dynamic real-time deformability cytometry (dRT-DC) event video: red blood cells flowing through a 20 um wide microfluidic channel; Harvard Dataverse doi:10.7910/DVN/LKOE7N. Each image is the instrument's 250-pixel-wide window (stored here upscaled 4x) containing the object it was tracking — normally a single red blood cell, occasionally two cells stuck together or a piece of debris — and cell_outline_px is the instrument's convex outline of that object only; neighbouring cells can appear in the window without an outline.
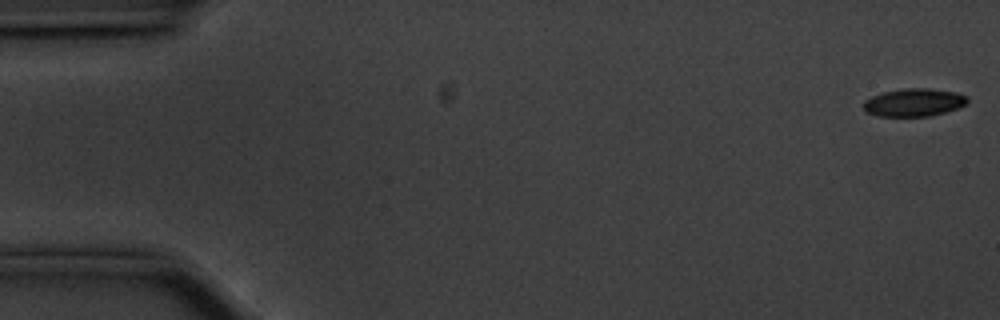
{"species": "common noctule bat (a hibernating species)", "species_latin": "Nyctalus noctula", "temperature_condition": "cold", "stored_images_in_passage": 56, "camera_frame_rate_fps": 3000, "um_per_image_px": 0.085, "animal": {"sex": "male", "body_mass_g": 20.1, "forearm_length_mm": 53.5}, "frame": {"image": 1, "passage_image": 1, "time_ms": 0.0, "image_size_px": [1000, 320], "cell_outline_px": [[968, 100], [964, 104], [956, 108], [944, 112], [928, 116], [880, 116], [868, 112], [864, 108], [864, 100], [872, 96], [884, 92], [904, 88], [928, 88], [956, 92], [968, 96]], "centroid_in_image_um": [77.69, 8.69], "position_along_channel_um": 7.3, "area_um2": 16.65}}
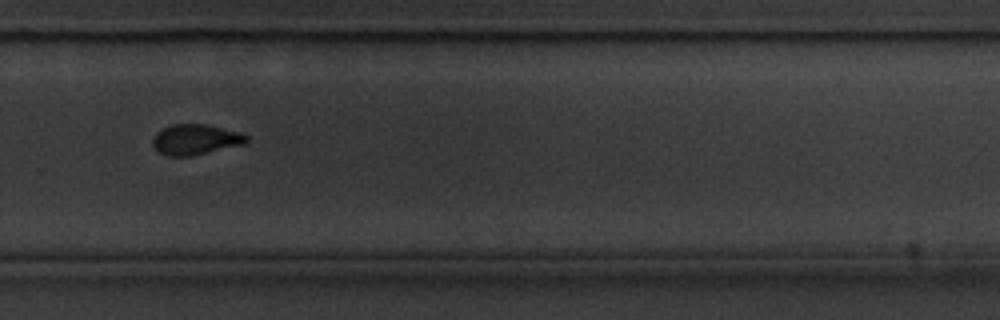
{"frame": {"image": 2, "passage_image": 38, "time_ms": 12.333, "image_size_px": [1000, 320], "cell_outline_px": [[248, 140], [244, 144], [188, 156], [168, 156], [160, 152], [152, 144], [152, 140], [156, 132], [160, 128], [172, 124], [208, 124], [240, 132], [248, 136]], "centroid_in_image_um": [16.6, 11.83], "position_along_channel_um": 313.2, "area_um2": 16.59}}
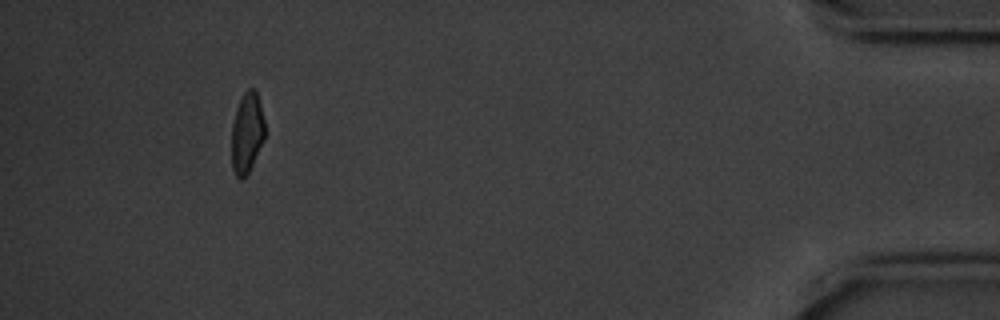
{"frame": {"image": 3, "passage_image": 52, "time_ms": 17.0, "image_size_px": [1000, 320], "cell_outline_px": [[264, 140], [248, 172], [240, 180], [236, 176], [232, 168], [232, 124], [236, 108], [244, 92], [248, 88], [256, 88], [264, 120]], "centroid_in_image_um": [20.99, 11.26], "position_along_channel_um": 414.2, "area_um2": 15.49}, "authors_computed_cell_mechanics": {"area_um2": 17.0221, "velocity_mm_per_s": 3.553, "shape_relaxation_time_tau1_ms": 2.5864, "shape_relaxation_time_tau2_ms": 3.1103, "deformation_change_tau1": 0.1066, "deformation_change_tau2": 0.0705}}